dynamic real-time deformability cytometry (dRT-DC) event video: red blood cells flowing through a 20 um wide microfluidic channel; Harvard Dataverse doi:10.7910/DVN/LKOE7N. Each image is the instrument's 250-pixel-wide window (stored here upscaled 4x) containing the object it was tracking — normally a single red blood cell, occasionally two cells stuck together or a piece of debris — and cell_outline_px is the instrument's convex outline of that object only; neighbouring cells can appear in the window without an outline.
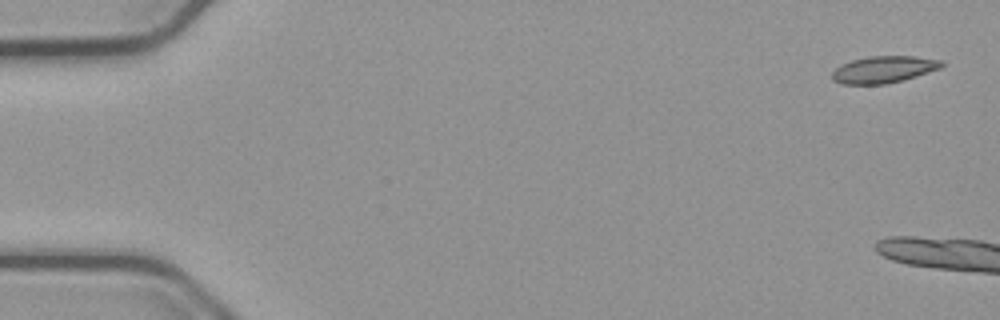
{"species": "common noctule bat (a hibernating species)", "species_latin": "Nyctalus noctula", "temperature_condition": "cold", "stored_images_in_passage": 4, "camera_frame_rate_fps": 3000, "um_per_image_px": 0.085, "animal": {"sex": "male", "body_mass_g": 23.1, "forearm_length_mm": 52.7}, "frame": {"image": 1, "passage_image": 1, "time_ms": 0.0, "image_size_px": [1000, 320], "cell_outline_px": [[944, 64], [940, 68], [904, 80], [884, 84], [840, 84], [832, 80], [832, 72], [840, 64], [852, 60], [868, 56], [912, 56], [944, 60]], "centroid_in_image_um": [75.1, 5.9], "position_along_channel_um": 9.9, "area_um2": 17.22}}